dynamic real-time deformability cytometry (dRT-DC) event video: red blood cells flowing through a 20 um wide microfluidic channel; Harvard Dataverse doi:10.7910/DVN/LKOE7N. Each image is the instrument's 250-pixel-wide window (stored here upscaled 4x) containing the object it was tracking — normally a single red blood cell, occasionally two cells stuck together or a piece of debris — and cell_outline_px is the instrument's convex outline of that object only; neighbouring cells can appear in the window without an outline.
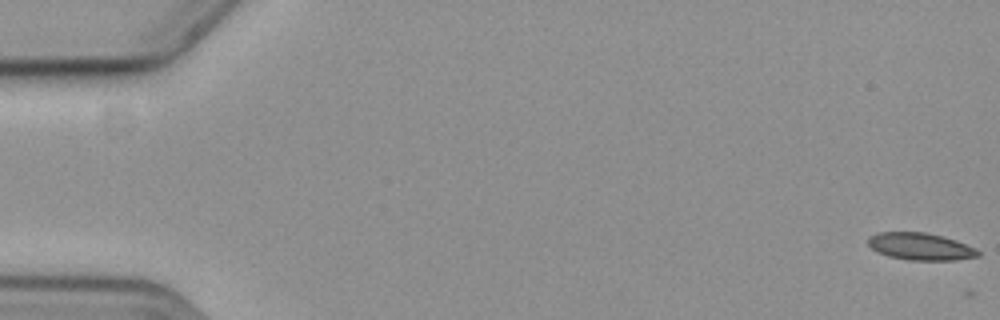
{"species": "common noctule bat (a hibernating species)", "species_latin": "Nyctalus noctula", "temperature_condition": "cold", "stored_images_in_passage": 4, "camera_frame_rate_fps": 3000, "um_per_image_px": 0.085, "animal": {"sex": "female", "body_mass_g": 19.3, "forearm_length_mm": 54.1}, "frame": {"image": 1, "passage_image": 1, "time_ms": 0.0, "image_size_px": [1000, 320], "cell_outline_px": [[980, 256], [956, 260], [908, 260], [888, 256], [876, 252], [868, 244], [868, 236], [876, 232], [924, 232], [944, 236], [956, 240], [976, 248], [980, 252]], "centroid_in_image_um": [78.23, 20.95], "position_along_channel_um": 6.8, "area_um2": 17.63}}